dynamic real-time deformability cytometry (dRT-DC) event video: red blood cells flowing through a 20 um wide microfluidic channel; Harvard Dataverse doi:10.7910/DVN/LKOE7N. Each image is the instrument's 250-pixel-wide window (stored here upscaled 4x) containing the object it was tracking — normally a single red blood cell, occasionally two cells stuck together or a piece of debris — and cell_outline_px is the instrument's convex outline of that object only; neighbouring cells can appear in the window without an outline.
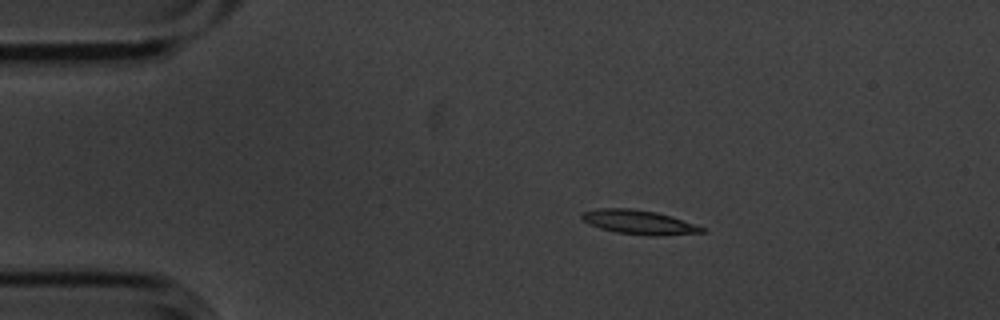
{"species": "common noctule bat (a hibernating species)", "species_latin": "Nyctalus noctula", "temperature_condition": "cold", "stored_images_in_passage": 7, "camera_frame_rate_fps": 3000, "um_per_image_px": 0.085, "animal": {"sex": "male", "body_mass_g": 20.1, "forearm_length_mm": 53.5}, "frame": {"image": 1, "passage_image": 2, "time_ms": 0.333, "image_size_px": [1000, 320], "cell_outline_px": [[704, 232], [656, 236], [648, 236], [616, 232], [600, 228], [588, 224], [580, 216], [584, 212], [600, 208], [632, 208], [656, 212], [704, 228]], "centroid_in_image_um": [54.24, 18.89], "position_along_channel_um": 30.8, "area_um2": 16.53}}
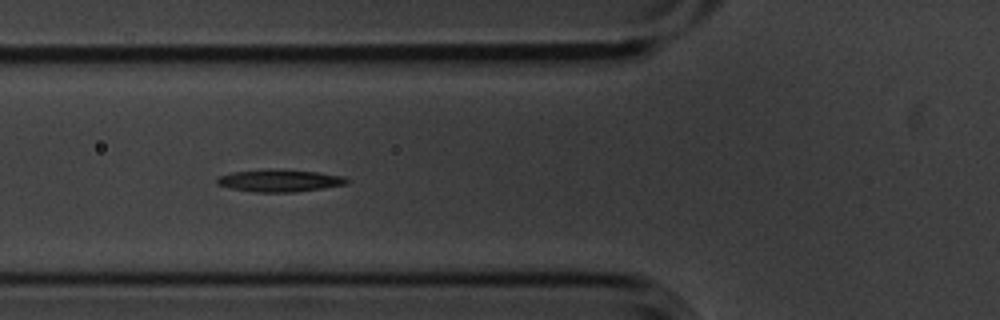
{"frame": {"image": 2, "passage_image": 5, "time_ms": 1.333, "image_size_px": [1000, 320], "cell_outline_px": [[348, 184], [296, 192], [252, 192], [228, 188], [216, 184], [216, 180], [220, 176], [232, 172], [264, 168], [276, 168], [320, 172], [344, 176], [348, 180]], "centroid_in_image_um": [23.74, 15.34], "position_along_channel_um": 102.1, "area_um2": 17.28}}
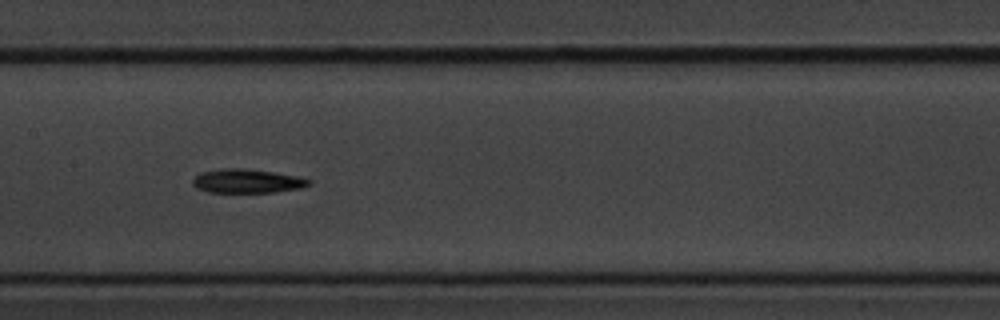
{"frame": {"image": 3, "passage_image": 7, "time_ms": 2.0, "image_size_px": [1000, 320], "cell_outline_px": [[312, 184], [300, 188], [272, 192], [208, 192], [196, 188], [192, 184], [192, 180], [200, 172], [220, 168], [244, 168], [272, 172], [296, 176], [312, 180]], "centroid_in_image_um": [20.97, 15.38], "position_along_channel_um": 186.4, "area_um2": 16.18}}